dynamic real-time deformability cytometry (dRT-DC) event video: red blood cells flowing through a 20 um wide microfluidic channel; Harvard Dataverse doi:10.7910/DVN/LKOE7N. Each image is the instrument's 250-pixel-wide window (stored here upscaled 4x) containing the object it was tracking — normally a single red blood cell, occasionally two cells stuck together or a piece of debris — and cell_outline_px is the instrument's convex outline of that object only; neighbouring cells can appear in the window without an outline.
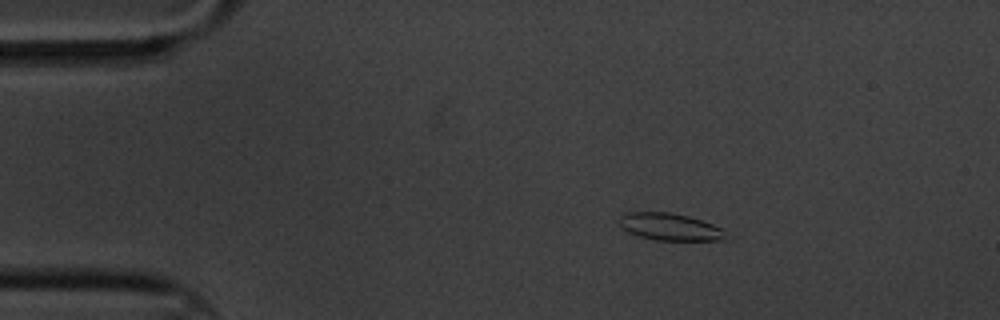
{"species": "common noctule bat (a hibernating species)", "species_latin": "Nyctalus noctula", "temperature_condition": "cold", "stored_images_in_passage": 5, "camera_frame_rate_fps": 3000, "um_per_image_px": 0.085, "animal": {"sex": "male", "body_mass_g": 20.1, "forearm_length_mm": 53.5}, "frame": {"image": 1, "passage_image": 2, "time_ms": 0.333, "image_size_px": [1000, 320], "cell_outline_px": [[736, 236], [728, 240], [656, 240], [640, 236], [628, 232], [620, 224], [620, 216], [624, 212], [668, 212], [688, 216], [724, 228]], "centroid_in_image_um": [57.09, 19.3], "position_along_channel_um": 27.9, "area_um2": 17.22}}